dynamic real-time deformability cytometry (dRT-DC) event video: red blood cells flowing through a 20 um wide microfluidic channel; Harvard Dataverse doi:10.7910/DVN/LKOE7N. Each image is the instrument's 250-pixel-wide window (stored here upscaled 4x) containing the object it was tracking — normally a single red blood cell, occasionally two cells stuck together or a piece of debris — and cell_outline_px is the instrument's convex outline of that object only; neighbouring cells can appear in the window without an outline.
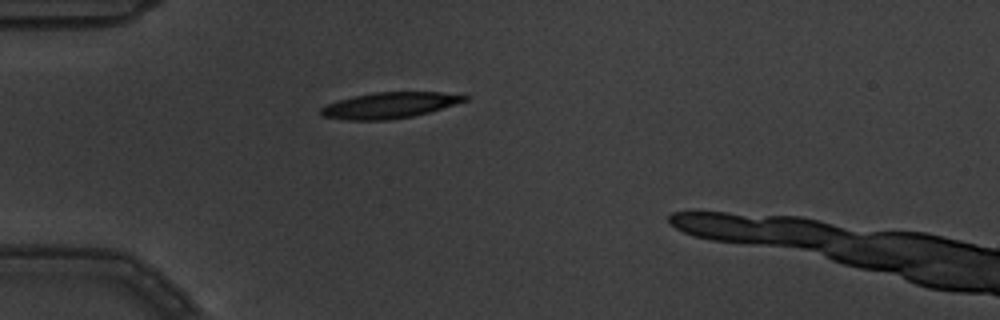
{"species": "common noctule bat (a hibernating species)", "species_latin": "Nyctalus noctula", "temperature_condition": "warm", "stored_images_in_passage": 3, "camera_frame_rate_fps": 3000, "um_per_image_px": 0.085, "animal": {"sex": "male", "body_mass_g": 19.5, "forearm_length_mm": 54.6}, "frame": {"image": 1, "passage_image": 2, "time_ms": 0.333, "image_size_px": [1000, 320], "cell_outline_px": [[468, 100], [428, 112], [412, 116], [388, 120], [344, 120], [320, 116], [320, 108], [328, 104], [352, 96], [376, 92], [440, 92], [468, 96]], "centroid_in_image_um": [33.06, 8.95], "position_along_channel_um": 51.9, "area_um2": 21.56}}